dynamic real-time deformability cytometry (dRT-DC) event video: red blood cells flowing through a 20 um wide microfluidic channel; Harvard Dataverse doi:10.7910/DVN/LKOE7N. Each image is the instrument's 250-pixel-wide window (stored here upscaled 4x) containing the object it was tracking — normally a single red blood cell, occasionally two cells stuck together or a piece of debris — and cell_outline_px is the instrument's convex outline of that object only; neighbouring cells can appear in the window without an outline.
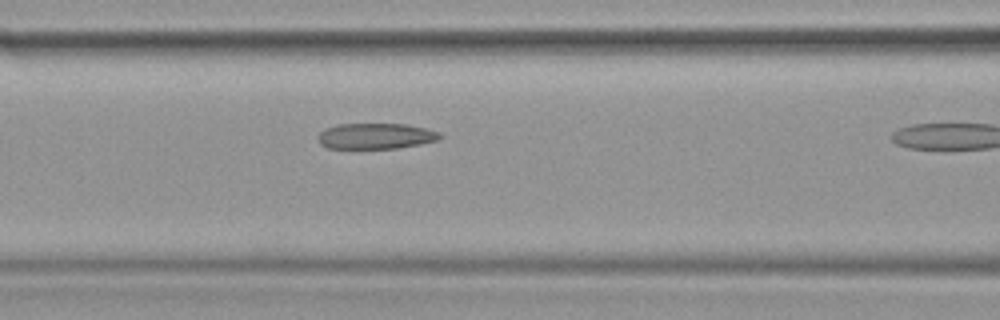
{"species": "common noctule bat (a hibernating species)", "species_latin": "Nyctalus noctula", "temperature_condition": "warm", "stored_images_in_passage": 10, "camera_frame_rate_fps": 3000, "um_per_image_px": 0.085, "animal": {"sex": "female", "body_mass_g": 19.9}, "frame": {"image": 1, "passage_image": 9, "time_ms": 2.667, "image_size_px": [1000, 320], "cell_outline_px": [[444, 136], [440, 140], [420, 144], [396, 148], [328, 148], [320, 144], [316, 136], [324, 128], [336, 124], [408, 124], [428, 128], [440, 132]], "centroid_in_image_um": [31.96, 11.55], "position_along_channel_um": 134.6, "area_um2": 18.61}}